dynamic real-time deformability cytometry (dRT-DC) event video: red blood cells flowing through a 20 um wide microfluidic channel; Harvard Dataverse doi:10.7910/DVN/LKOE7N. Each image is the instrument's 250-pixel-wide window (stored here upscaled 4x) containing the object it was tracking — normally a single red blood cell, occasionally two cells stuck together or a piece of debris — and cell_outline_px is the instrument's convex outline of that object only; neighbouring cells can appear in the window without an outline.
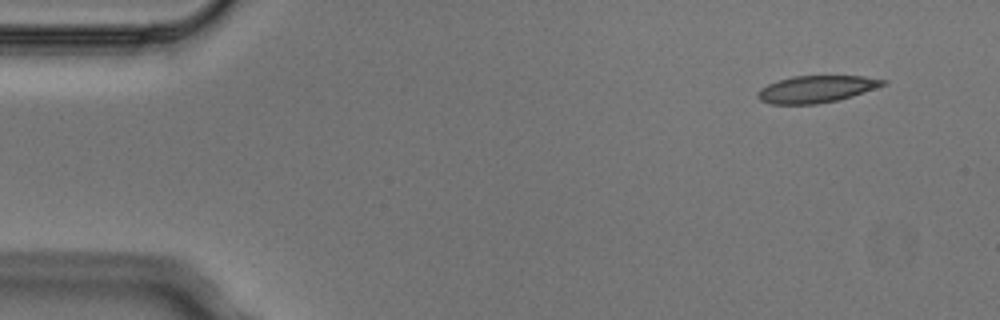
{"species": "Egyptian fruit bat (a non-hibernating species)", "species_latin": "Rousettus aegyptiacus", "temperature_condition": "cold", "stored_images_in_passage": 3, "camera_frame_rate_fps": 3000, "um_per_image_px": 0.085, "animal": {"sex": "male"}, "frame": {"image": 1, "passage_image": 1, "time_ms": 0.0, "image_size_px": [1000, 320], "cell_outline_px": [[888, 84], [852, 96], [836, 100], [816, 104], [768, 104], [760, 100], [756, 96], [756, 92], [760, 88], [768, 84], [792, 76], [864, 76], [888, 80]], "centroid_in_image_um": [69.39, 7.57], "position_along_channel_um": 15.6, "area_um2": 19.77}}
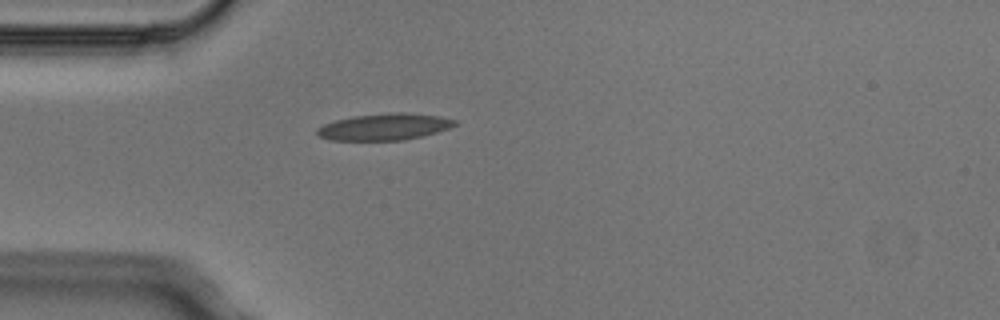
{"frame": {"image": 2, "passage_image": 3, "time_ms": 0.667, "image_size_px": [1000, 320], "cell_outline_px": [[456, 124], [448, 128], [436, 132], [404, 140], [328, 140], [320, 136], [316, 132], [316, 128], [324, 124], [336, 120], [352, 116], [396, 112], [404, 112], [440, 116], [456, 120]], "centroid_in_image_um": [32.65, 10.77], "position_along_channel_um": 52.4, "area_um2": 21.21}}